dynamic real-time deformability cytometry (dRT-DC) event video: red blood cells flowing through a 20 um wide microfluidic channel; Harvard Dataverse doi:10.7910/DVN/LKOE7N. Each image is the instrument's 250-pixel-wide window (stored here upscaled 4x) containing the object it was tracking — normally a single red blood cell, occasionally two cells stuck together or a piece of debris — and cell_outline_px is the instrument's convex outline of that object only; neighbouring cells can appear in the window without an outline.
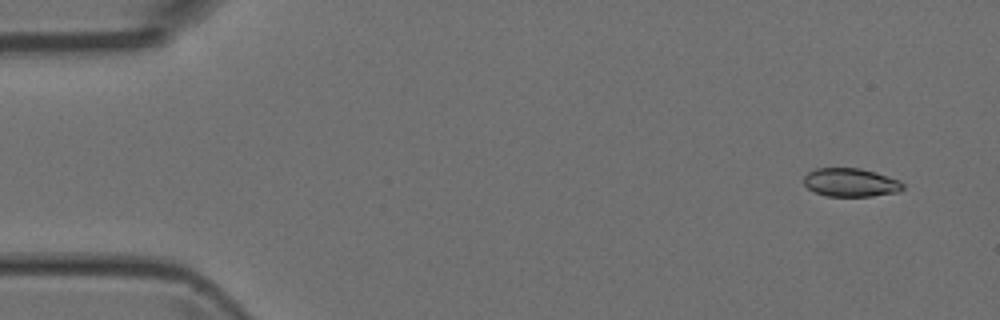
{"species": "Egyptian fruit bat (a non-hibernating species)", "species_latin": "Rousettus aegyptiacus", "temperature_condition": "room temperature", "stored_images_in_passage": 5, "camera_frame_rate_fps": 3000, "um_per_image_px": 0.085, "animal": {"sex": "female"}, "frame": {"image": 1, "passage_image": 2, "time_ms": 1.0, "image_size_px": [1000, 320], "cell_outline_px": [[904, 188], [900, 192], [872, 196], [828, 196], [816, 192], [808, 188], [804, 184], [804, 176], [808, 172], [816, 168], [860, 168], [876, 172], [900, 180], [904, 184]], "centroid_in_image_um": [72.34, 15.51], "position_along_channel_um": 12.7, "area_um2": 16.53}}
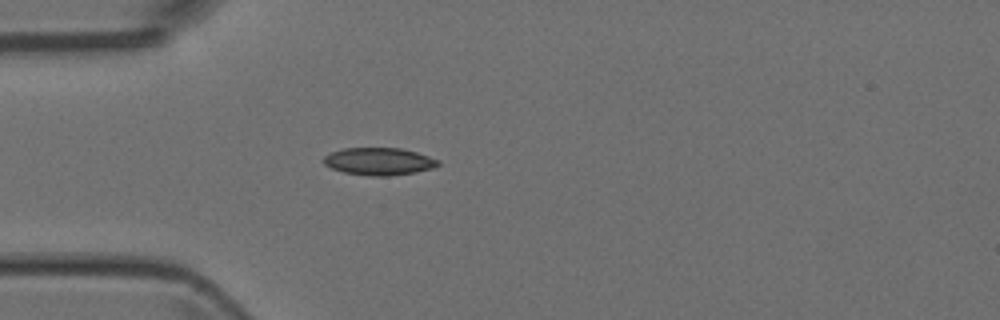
{"frame": {"image": 2, "passage_image": 5, "time_ms": 4.667, "image_size_px": [1000, 320], "cell_outline_px": [[440, 164], [432, 168], [416, 172], [388, 176], [372, 176], [344, 172], [332, 168], [324, 164], [324, 156], [332, 152], [344, 148], [400, 148], [416, 152], [440, 160]], "centroid_in_image_um": [32.23, 13.72], "position_along_channel_um": 52.8, "area_um2": 18.15}}